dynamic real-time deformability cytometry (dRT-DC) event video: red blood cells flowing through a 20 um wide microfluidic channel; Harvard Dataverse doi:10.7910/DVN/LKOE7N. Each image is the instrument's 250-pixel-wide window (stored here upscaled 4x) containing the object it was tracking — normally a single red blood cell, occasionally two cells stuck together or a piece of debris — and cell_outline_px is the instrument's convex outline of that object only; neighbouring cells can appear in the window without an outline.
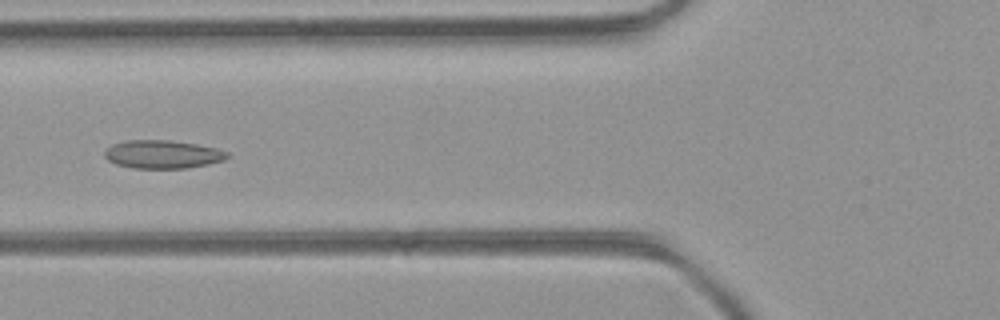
{"species": "common noctule bat (a hibernating species)", "species_latin": "Nyctalus noctula", "temperature_condition": "room temperature", "stored_images_in_passage": 50, "camera_frame_rate_fps": 3000, "um_per_image_px": 0.085, "animal": {"sex": "female", "body_mass_g": 21.9}, "frame": {"image": 1, "passage_image": 18, "time_ms": 5.667, "image_size_px": [1000, 320], "cell_outline_px": [[228, 156], [224, 160], [208, 164], [188, 168], [132, 168], [116, 164], [108, 160], [104, 156], [104, 152], [112, 144], [124, 140], [168, 140], [196, 144], [216, 148], [228, 152]], "centroid_in_image_um": [13.8, 13.11], "position_along_channel_um": 112.0, "area_um2": 20.17}}
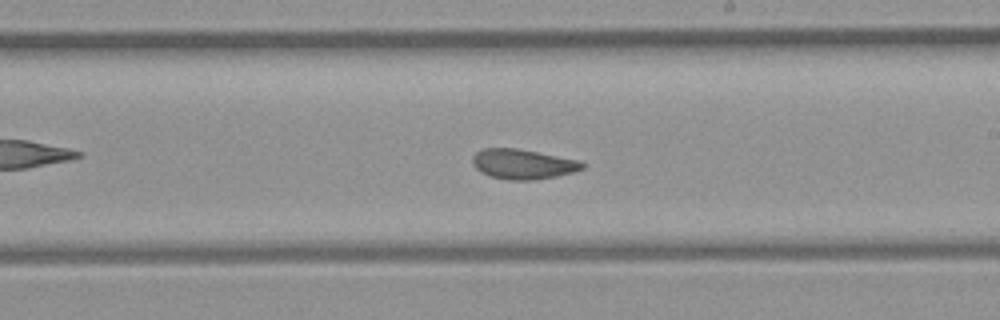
{"frame": {"image": 2, "passage_image": 28, "time_ms": 9.0, "image_size_px": [1000, 320], "cell_outline_px": [[588, 164], [584, 168], [572, 172], [556, 176], [532, 180], [508, 180], [488, 176], [480, 172], [472, 164], [472, 156], [476, 152], [484, 148], [516, 148], [580, 160]], "centroid_in_image_um": [44.44, 13.95], "position_along_channel_um": 244.6, "area_um2": 19.31}}
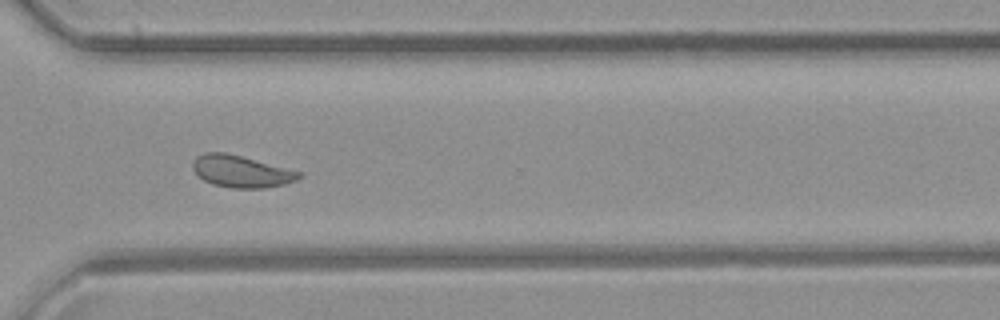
{"frame": {"image": 3, "passage_image": 36, "time_ms": 11.667, "image_size_px": [1000, 320], "cell_outline_px": [[304, 176], [296, 180], [284, 184], [264, 188], [232, 188], [212, 184], [204, 180], [192, 168], [192, 164], [196, 156], [204, 152], [224, 152], [304, 172]], "centroid_in_image_um": [20.53, 14.57], "position_along_channel_um": 350.1, "area_um2": 19.77}, "authors_computed_cell_mechanics": {"area_um2": 20.1433, "velocity_mm_per_s": 3.977, "shape_relaxation_time_tau1_ms": null, "shape_relaxation_time_tau2_ms": 1.8089, "deformation_change_tau1": null, "deformation_change_tau2": 0.0817}}